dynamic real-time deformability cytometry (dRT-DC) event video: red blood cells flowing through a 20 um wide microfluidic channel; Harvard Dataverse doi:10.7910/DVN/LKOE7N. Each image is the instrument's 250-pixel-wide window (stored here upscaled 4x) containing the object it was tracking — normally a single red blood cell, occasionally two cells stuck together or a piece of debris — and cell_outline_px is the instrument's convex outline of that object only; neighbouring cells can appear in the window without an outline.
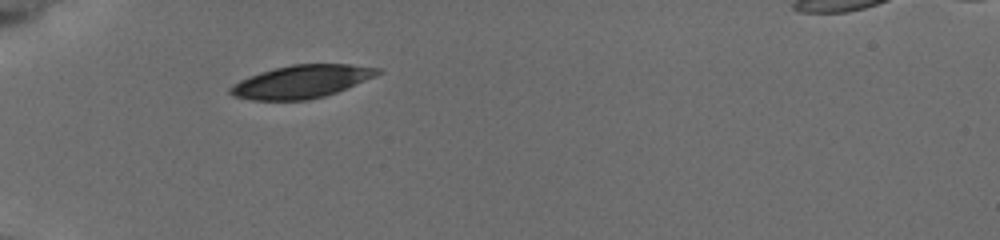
{"species": "common noctule bat (a hibernating species)", "species_latin": "Nyctalus noctula", "temperature_condition": "cold", "stored_images_in_passage": 4, "camera_frame_rate_fps": 3000, "um_per_image_px": 0.085, "animal": {"sex": "female", "body_mass_g": 19.5, "forearm_length_mm": 54.1}, "frame": {"image": 1, "passage_image": 1, "time_ms": 0.0, "image_size_px": [1000, 240], "cell_outline_px": [[380, 72], [376, 76], [336, 92], [324, 96], [308, 100], [252, 100], [232, 96], [228, 92], [228, 88], [232, 84], [240, 80], [260, 72], [292, 64], [352, 64], [380, 68]], "centroid_in_image_um": [25.6, 6.94], "position_along_channel_um": 59.4, "area_um2": 28.21}}
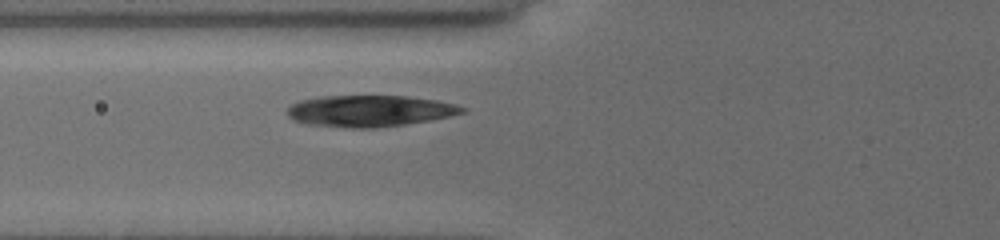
{"frame": {"image": 2, "passage_image": 4, "time_ms": 1.333, "image_size_px": [1000, 240], "cell_outline_px": [[468, 108], [464, 112], [448, 116], [428, 120], [404, 124], [372, 128], [352, 128], [312, 124], [296, 120], [288, 116], [288, 108], [292, 104], [300, 100], [320, 96], [408, 96], [436, 100], [456, 104]], "centroid_in_image_um": [31.45, 9.41], "position_along_channel_um": 94.4, "area_um2": 31.62}}